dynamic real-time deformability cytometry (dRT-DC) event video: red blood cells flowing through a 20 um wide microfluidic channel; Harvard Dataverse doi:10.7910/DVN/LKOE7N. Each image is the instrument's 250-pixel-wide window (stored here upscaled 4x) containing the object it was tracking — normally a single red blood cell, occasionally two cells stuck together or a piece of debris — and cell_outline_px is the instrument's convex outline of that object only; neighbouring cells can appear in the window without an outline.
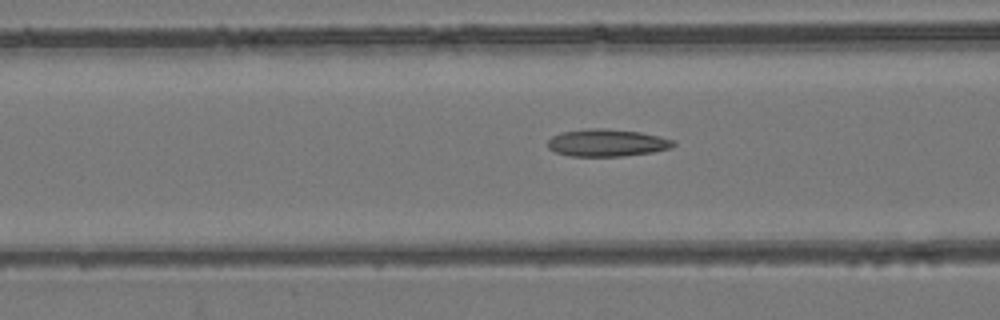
{"species": "common noctule bat (a hibernating species)", "species_latin": "Nyctalus noctula", "temperature_condition": "room temperature", "stored_images_in_passage": 55, "camera_frame_rate_fps": 3000, "um_per_image_px": 0.085, "animal": {"sex": "female", "body_mass_g": 24.6, "forearm_length_mm": 56.2}, "frame": {"image": 1, "passage_image": 22, "time_ms": 7.0, "image_size_px": [1000, 320], "cell_outline_px": [[676, 144], [668, 148], [652, 152], [624, 156], [568, 156], [556, 152], [548, 148], [548, 140], [552, 136], [560, 132], [588, 128], [608, 128], [640, 132], [660, 136], [676, 140]], "centroid_in_image_um": [51.58, 12.13], "position_along_channel_um": 115.0, "area_um2": 20.17}}
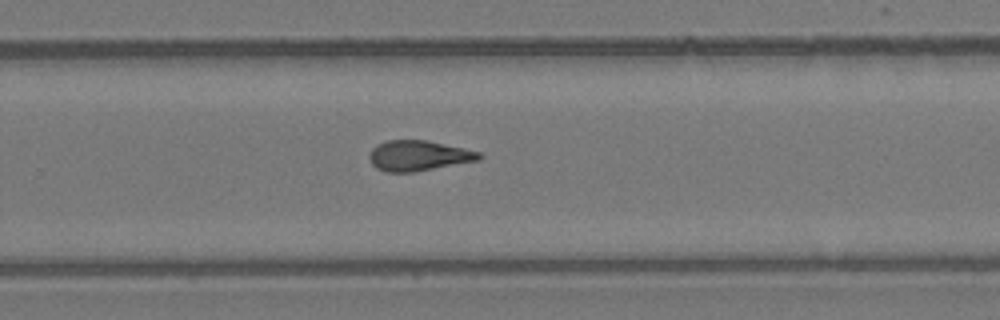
{"frame": {"image": 2, "passage_image": 36, "time_ms": 11.667, "image_size_px": [1000, 320], "cell_outline_px": [[484, 156], [480, 160], [412, 172], [388, 172], [376, 168], [372, 164], [368, 156], [372, 148], [376, 144], [388, 140], [424, 140], [464, 148], [480, 152]], "centroid_in_image_um": [35.56, 13.23], "position_along_channel_um": 294.2, "area_um2": 19.36}}
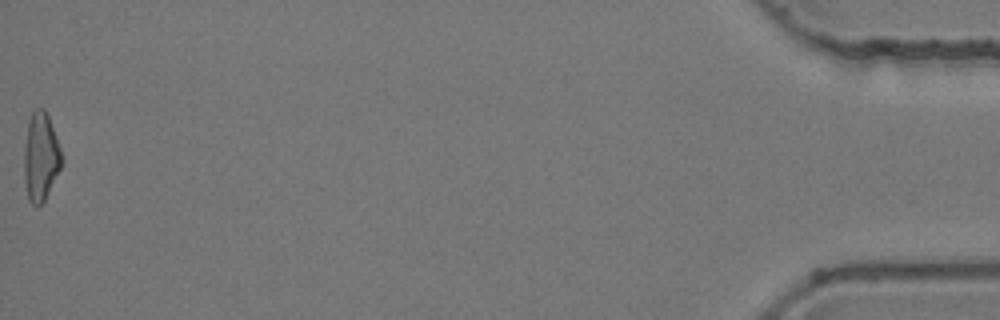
{"frame": {"image": 3, "passage_image": 55, "time_ms": 18.0, "image_size_px": [1000, 320], "cell_outline_px": [[64, 160], [44, 200], [36, 208], [28, 200], [24, 180], [24, 148], [28, 120], [32, 112], [36, 108], [44, 108], [48, 116], [56, 136]], "centroid_in_image_um": [3.45, 13.33], "position_along_channel_um": 431.8, "area_um2": 19.36}, "authors_computed_cell_mechanics": {"area_um2": 19.5942, "velocity_mm_per_s": 3.8421, "shape_relaxation_time_tau1_ms": null, "shape_relaxation_time_tau2_ms": 2.8462, "deformation_change_tau1": null, "deformation_change_tau2": 0.1218}}